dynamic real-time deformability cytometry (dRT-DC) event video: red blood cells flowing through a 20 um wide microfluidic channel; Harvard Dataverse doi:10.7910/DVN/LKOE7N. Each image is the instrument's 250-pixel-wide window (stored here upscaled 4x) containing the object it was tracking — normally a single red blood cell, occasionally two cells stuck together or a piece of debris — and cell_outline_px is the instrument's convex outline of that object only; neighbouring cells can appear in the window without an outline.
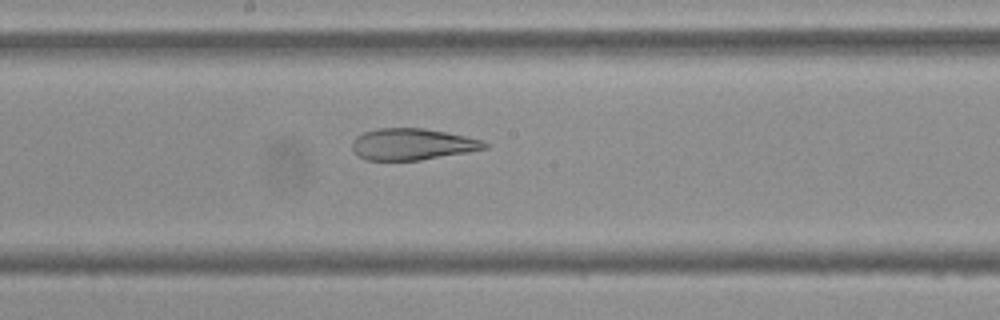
{"species": "Egyptian fruit bat (a non-hibernating species)", "species_latin": "Rousettus aegyptiacus", "temperature_condition": "cold", "stored_images_in_passage": 35, "camera_frame_rate_fps": 3000, "um_per_image_px": 0.085, "frame": {"image": 1, "passage_image": 16, "time_ms": 5.0, "image_size_px": [1000, 320], "cell_outline_px": [[488, 148], [468, 152], [420, 160], [364, 160], [356, 156], [352, 152], [352, 140], [356, 136], [364, 132], [380, 128], [424, 128], [484, 140], [488, 144]], "centroid_in_image_um": [35.0, 12.27], "position_along_channel_um": 213.2, "area_um2": 24.45}}
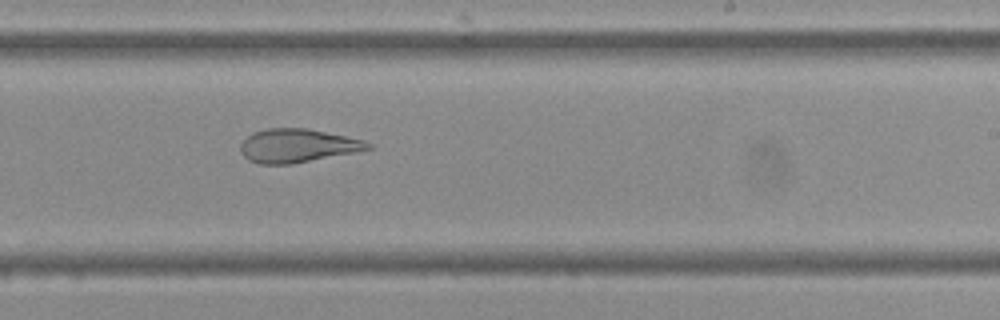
{"frame": {"image": 2, "passage_image": 20, "time_ms": 6.333, "image_size_px": [1000, 320], "cell_outline_px": [[372, 148], [356, 152], [292, 164], [260, 164], [248, 160], [240, 152], [240, 144], [252, 132], [268, 128], [308, 128], [364, 140], [372, 144]], "centroid_in_image_um": [25.27, 12.38], "position_along_channel_um": 263.7, "area_um2": 24.97}, "authors_computed_cell_mechanics": {"area_um2": 26.9926, "velocity_mm_per_s": 3.7963, "shape_relaxation_time_tau1_ms": null, "shape_relaxation_time_tau2_ms": 2.2655, "deformation_change_tau1": null, "deformation_change_tau2": 0.1132}}